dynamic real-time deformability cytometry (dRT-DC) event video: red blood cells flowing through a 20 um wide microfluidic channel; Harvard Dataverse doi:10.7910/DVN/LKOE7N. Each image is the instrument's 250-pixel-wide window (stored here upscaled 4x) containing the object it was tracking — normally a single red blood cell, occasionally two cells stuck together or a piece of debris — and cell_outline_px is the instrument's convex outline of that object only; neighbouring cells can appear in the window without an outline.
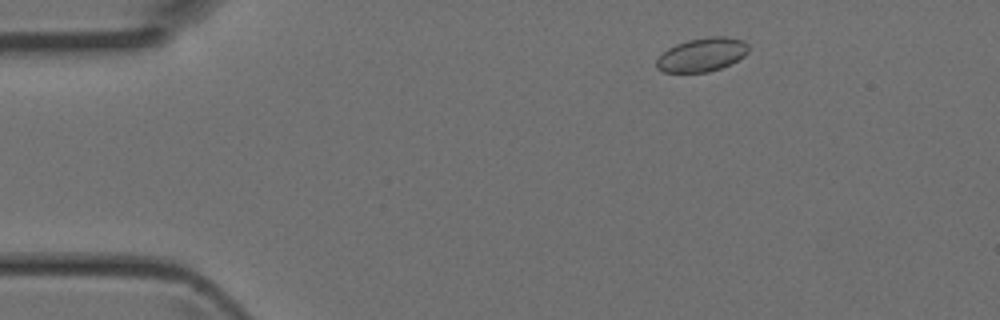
{"species": "Egyptian fruit bat (a non-hibernating species)", "species_latin": "Rousettus aegyptiacus", "temperature_condition": "room temperature", "stored_images_in_passage": 4, "camera_frame_rate_fps": 3000, "um_per_image_px": 0.085, "animal": {"sex": "female"}, "frame": {"image": 1, "passage_image": 2, "time_ms": 0.333, "image_size_px": [1000, 320], "cell_outline_px": [[748, 52], [744, 56], [720, 68], [708, 72], [664, 72], [656, 68], [656, 60], [668, 48], [676, 44], [688, 40], [708, 36], [724, 36], [744, 40], [748, 44]], "centroid_in_image_um": [59.67, 4.64], "position_along_channel_um": 25.3, "area_um2": 17.98}}
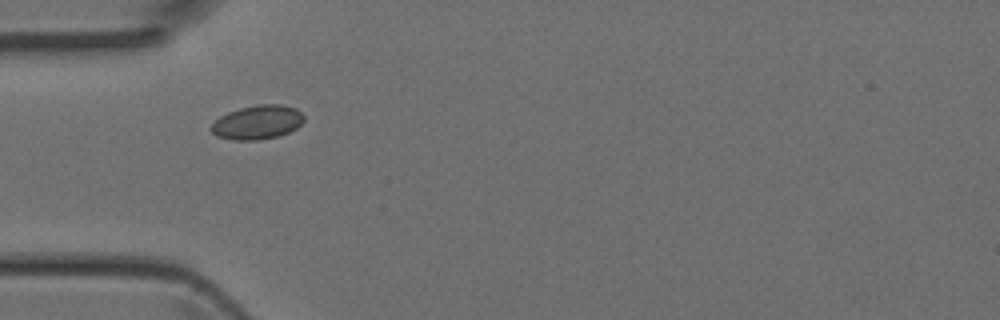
{"frame": {"image": 2, "passage_image": 4, "time_ms": 1.0, "image_size_px": [1000, 320], "cell_outline_px": [[304, 120], [296, 128], [280, 136], [256, 140], [232, 140], [216, 136], [208, 128], [220, 116], [228, 112], [240, 108], [260, 104], [280, 104], [296, 108], [304, 116]], "centroid_in_image_um": [21.86, 10.4], "position_along_channel_um": 63.1, "area_um2": 18.44}}